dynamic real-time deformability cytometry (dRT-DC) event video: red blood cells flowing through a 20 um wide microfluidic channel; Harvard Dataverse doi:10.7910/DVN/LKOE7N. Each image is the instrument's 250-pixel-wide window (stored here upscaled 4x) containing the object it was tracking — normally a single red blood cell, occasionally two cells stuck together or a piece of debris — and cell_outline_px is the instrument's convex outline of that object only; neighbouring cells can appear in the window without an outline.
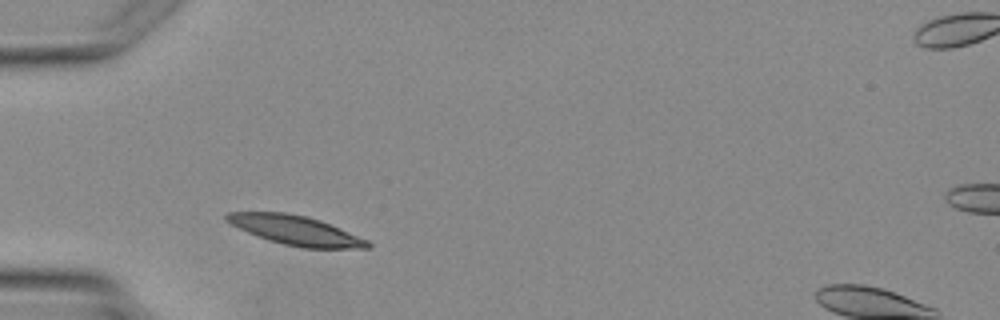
{"species": "Egyptian fruit bat (a non-hibernating species)", "species_latin": "Rousettus aegyptiacus", "temperature_condition": "warm", "stored_images_in_passage": 5, "camera_frame_rate_fps": 3000, "um_per_image_px": 0.085, "animal": {"sex": "female"}, "frame": {"image": 1, "passage_image": 4, "time_ms": 4.667, "image_size_px": [1000, 320], "cell_outline_px": [[372, 248], [304, 248], [284, 244], [268, 240], [248, 232], [224, 220], [224, 216], [228, 212], [284, 212], [304, 216], [320, 220], [340, 228], [368, 240], [372, 244]], "centroid_in_image_um": [25.15, 19.58], "position_along_channel_um": 59.9, "area_um2": 23.87}}
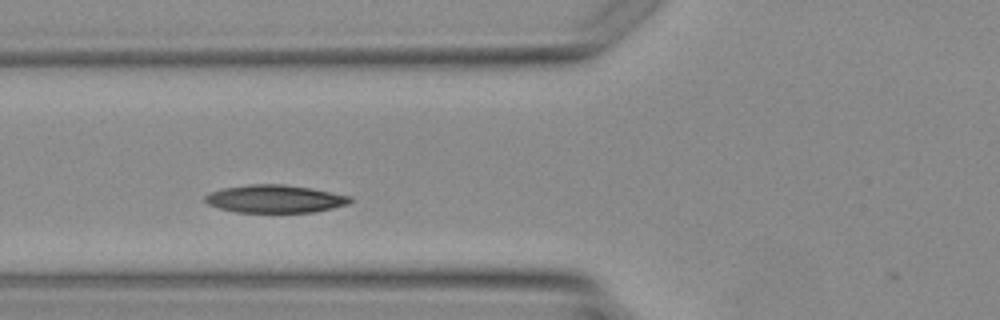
{"frame": {"image": 2, "passage_image": 5, "time_ms": 5.667, "image_size_px": [1000, 320], "cell_outline_px": [[352, 200], [348, 204], [332, 208], [312, 212], [236, 212], [220, 208], [208, 204], [204, 200], [204, 196], [208, 192], [224, 188], [248, 184], [284, 184], [312, 188], [352, 196]], "centroid_in_image_um": [23.36, 16.89], "position_along_channel_um": 102.4, "area_um2": 23.58}}